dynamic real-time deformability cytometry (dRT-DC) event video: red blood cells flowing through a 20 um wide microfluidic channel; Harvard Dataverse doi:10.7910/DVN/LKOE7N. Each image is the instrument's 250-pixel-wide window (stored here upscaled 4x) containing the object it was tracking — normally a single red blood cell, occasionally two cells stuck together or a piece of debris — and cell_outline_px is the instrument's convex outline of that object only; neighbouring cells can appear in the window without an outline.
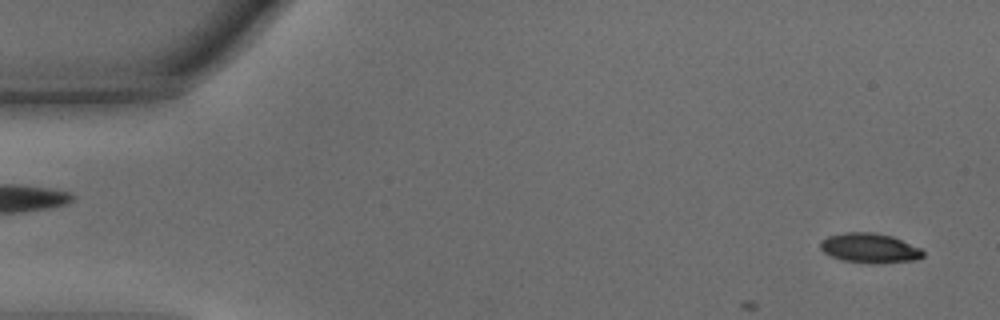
{"species": "common noctule bat (a hibernating species)", "species_latin": "Nyctalus noctula", "temperature_condition": "warm", "stored_images_in_passage": 14, "camera_frame_rate_fps": 3000, "um_per_image_px": 0.085, "animal": {"sex": "male", "body_mass_g": 15.6}, "frame": {"image": 1, "passage_image": 2, "time_ms": 0.333, "image_size_px": [1000, 320], "cell_outline_px": [[924, 256], [916, 260], [844, 260], [832, 256], [824, 252], [820, 248], [820, 240], [828, 236], [844, 232], [872, 232], [892, 236], [920, 248], [924, 252]], "centroid_in_image_um": [73.87, 21.01], "position_along_channel_um": 11.1, "area_um2": 16.7}}